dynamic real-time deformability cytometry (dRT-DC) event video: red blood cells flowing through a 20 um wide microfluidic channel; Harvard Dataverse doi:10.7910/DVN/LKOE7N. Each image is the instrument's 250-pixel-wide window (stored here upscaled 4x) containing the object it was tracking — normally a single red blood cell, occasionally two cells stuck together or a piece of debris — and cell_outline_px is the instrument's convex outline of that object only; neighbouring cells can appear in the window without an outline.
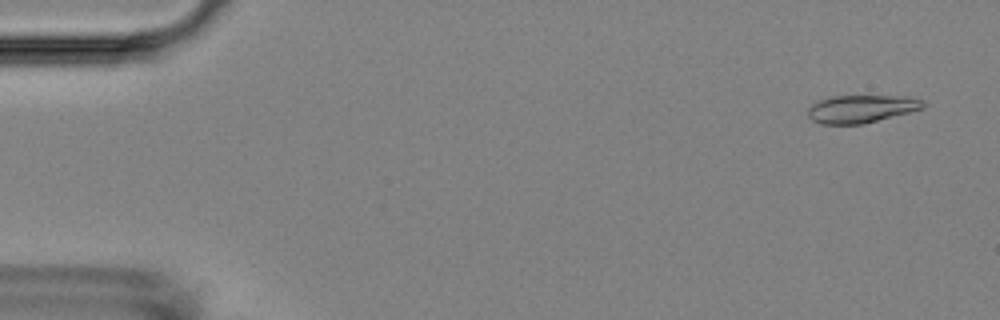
{"species": "Egyptian fruit bat (a non-hibernating species)", "species_latin": "Rousettus aegyptiacus", "temperature_condition": "room temperature", "stored_images_in_passage": 9, "camera_frame_rate_fps": 3000, "um_per_image_px": 0.085, "animal": {"sex": "female"}, "frame": {"image": 1, "passage_image": 1, "time_ms": 0.0, "image_size_px": [1000, 320], "cell_outline_px": [[924, 108], [864, 124], [820, 124], [812, 120], [808, 116], [808, 108], [812, 104], [828, 96], [908, 96], [924, 100]], "centroid_in_image_um": [73.2, 9.25], "position_along_channel_um": 11.8, "area_um2": 18.73}}
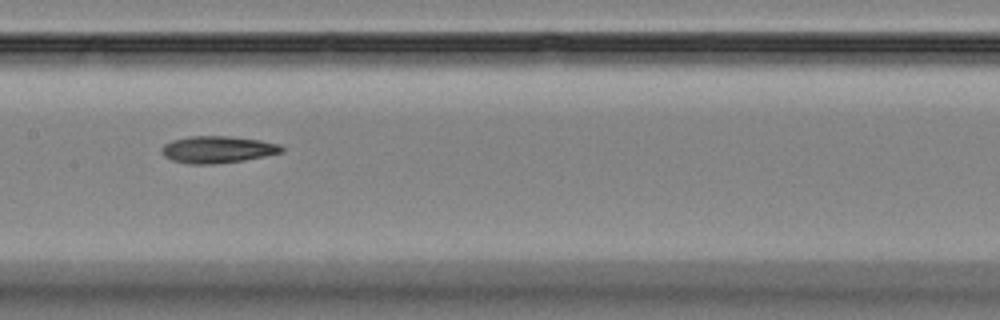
{"frame": {"image": 2, "passage_image": 8, "time_ms": 8.333, "image_size_px": [1000, 320], "cell_outline_px": [[284, 152], [244, 160], [212, 164], [188, 164], [172, 160], [164, 156], [160, 152], [160, 148], [164, 144], [172, 140], [188, 136], [228, 136], [260, 140], [280, 144], [284, 148]], "centroid_in_image_um": [18.47, 12.7], "position_along_channel_um": 188.9, "area_um2": 18.96}}
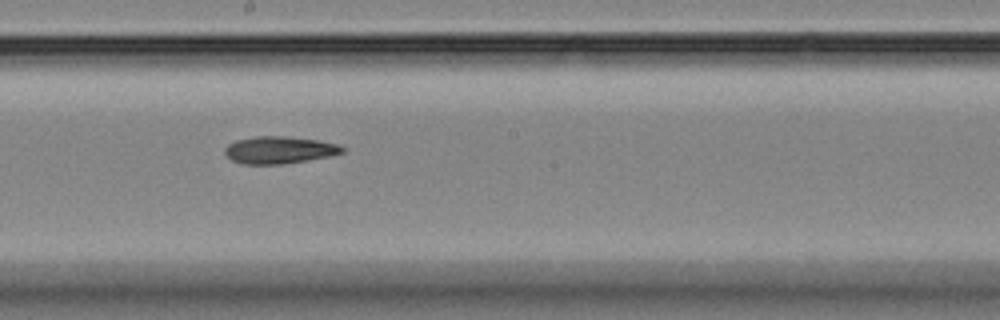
{"frame": {"image": 3, "passage_image": 9, "time_ms": 9.333, "image_size_px": [1000, 320], "cell_outline_px": [[344, 152], [332, 156], [284, 164], [244, 164], [232, 160], [224, 152], [224, 148], [228, 144], [236, 140], [256, 136], [284, 136], [316, 140], [340, 144], [344, 148]], "centroid_in_image_um": [23.76, 12.75], "position_along_channel_um": 224.4, "area_um2": 18.67}}